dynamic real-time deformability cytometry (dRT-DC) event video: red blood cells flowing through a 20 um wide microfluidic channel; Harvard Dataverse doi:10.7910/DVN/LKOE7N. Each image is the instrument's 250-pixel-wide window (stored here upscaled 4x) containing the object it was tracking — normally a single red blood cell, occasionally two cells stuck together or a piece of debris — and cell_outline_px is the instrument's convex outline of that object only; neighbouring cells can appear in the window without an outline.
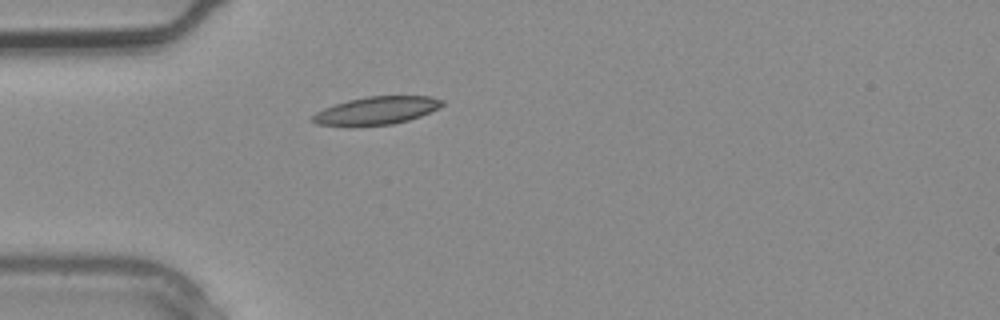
{"species": "common noctule bat (a hibernating species)", "species_latin": "Nyctalus noctula", "temperature_condition": "warm", "stored_images_in_passage": 1, "camera_frame_rate_fps": 3000, "um_per_image_px": 0.085, "animal": {"sex": "male", "body_mass_g": 20.4}, "frame": {"image": 1, "passage_image": 1, "time_ms": 0.0, "image_size_px": [1000, 320], "cell_outline_px": [[444, 104], [440, 108], [420, 116], [408, 120], [392, 124], [360, 128], [344, 128], [316, 124], [312, 120], [312, 116], [316, 112], [324, 108], [348, 100], [368, 96], [428, 96], [444, 100]], "centroid_in_image_um": [31.95, 9.44], "position_along_channel_um": 53.0, "area_um2": 21.73}}